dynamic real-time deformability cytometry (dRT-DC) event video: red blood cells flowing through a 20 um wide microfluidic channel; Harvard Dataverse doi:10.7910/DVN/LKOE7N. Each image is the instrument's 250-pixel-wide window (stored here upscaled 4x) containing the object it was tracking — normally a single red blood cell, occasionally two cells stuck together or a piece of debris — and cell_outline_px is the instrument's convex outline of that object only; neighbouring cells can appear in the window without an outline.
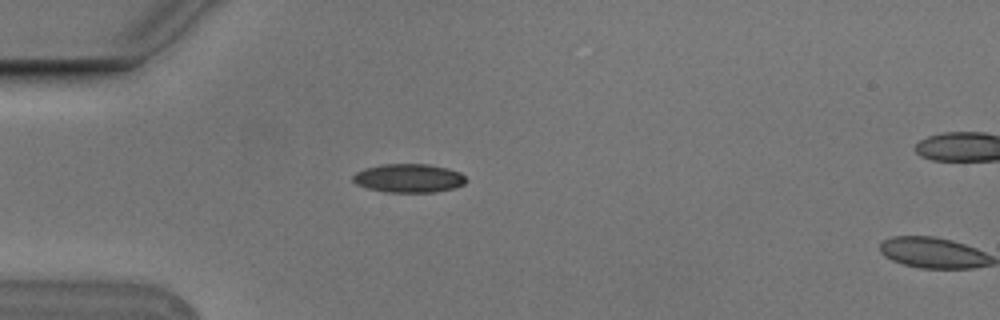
{"species": "Egyptian fruit bat (a non-hibernating species)", "species_latin": "Rousettus aegyptiacus", "temperature_condition": "cold", "stored_images_in_passage": 2, "camera_frame_rate_fps": 3000, "um_per_image_px": 0.085, "animal": {"sex": "male"}, "frame": {"image": 1, "passage_image": 1, "time_ms": 0.0, "image_size_px": [1000, 320], "cell_outline_px": [[468, 180], [464, 184], [456, 188], [432, 192], [388, 192], [368, 188], [356, 184], [352, 180], [352, 176], [356, 172], [364, 168], [380, 164], [428, 164], [448, 168], [460, 172]], "centroid_in_image_um": [34.75, 15.14], "position_along_channel_um": 50.2, "area_um2": 19.02}}